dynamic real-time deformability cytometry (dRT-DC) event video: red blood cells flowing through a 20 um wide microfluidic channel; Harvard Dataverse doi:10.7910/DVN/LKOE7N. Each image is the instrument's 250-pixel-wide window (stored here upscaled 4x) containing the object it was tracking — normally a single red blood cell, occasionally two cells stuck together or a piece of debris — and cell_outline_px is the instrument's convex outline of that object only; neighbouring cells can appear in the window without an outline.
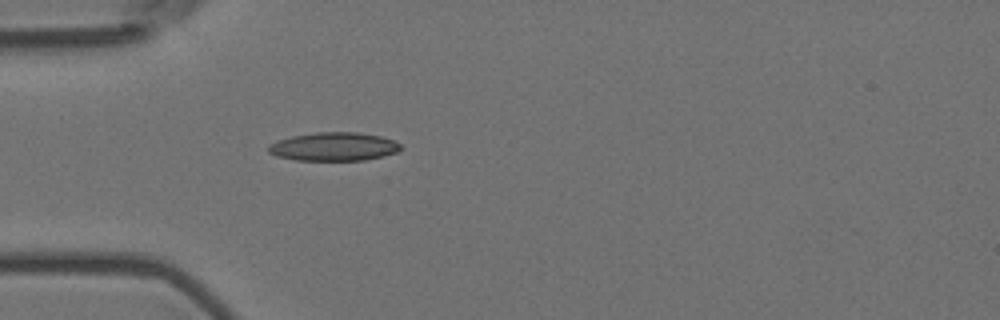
{"species": "Egyptian fruit bat (a non-hibernating species)", "species_latin": "Rousettus aegyptiacus", "temperature_condition": "room temperature", "stored_images_in_passage": 3, "camera_frame_rate_fps": 3000, "um_per_image_px": 0.085, "animal": {"sex": "female"}, "frame": {"image": 1, "passage_image": 3, "time_ms": 0.667, "image_size_px": [1000, 320], "cell_outline_px": [[400, 152], [384, 156], [364, 160], [296, 160], [276, 156], [268, 152], [268, 144], [276, 140], [292, 136], [316, 132], [356, 132], [380, 136], [392, 140], [400, 144]], "centroid_in_image_um": [28.35, 12.46], "position_along_channel_um": 56.7, "area_um2": 22.02}}